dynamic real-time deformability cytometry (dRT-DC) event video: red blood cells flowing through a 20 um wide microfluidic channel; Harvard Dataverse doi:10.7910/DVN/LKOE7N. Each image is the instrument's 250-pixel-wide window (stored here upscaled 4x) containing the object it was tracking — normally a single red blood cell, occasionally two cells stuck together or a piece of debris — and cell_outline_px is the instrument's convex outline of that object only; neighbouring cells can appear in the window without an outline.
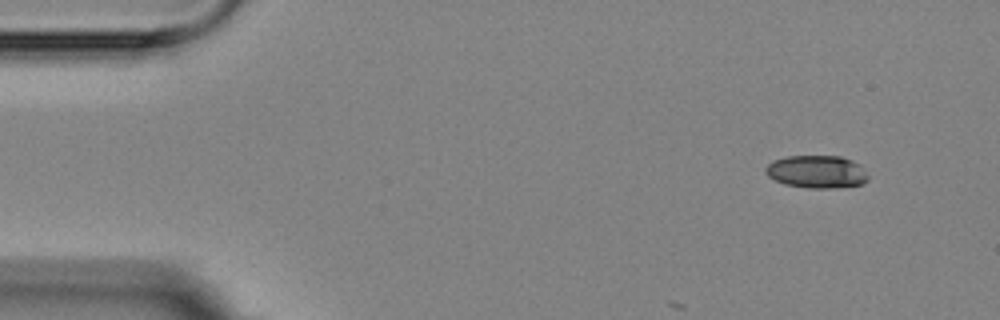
{"species": "Egyptian fruit bat (a non-hibernating species)", "species_latin": "Rousettus aegyptiacus", "temperature_condition": "room temperature", "stored_images_in_passage": 6, "camera_frame_rate_fps": 3000, "um_per_image_px": 0.085, "animal": {"sex": "female"}, "frame": {"image": 1, "passage_image": 1, "time_ms": 0.0, "image_size_px": [1000, 320], "cell_outline_px": [[868, 180], [864, 184], [836, 188], [808, 188], [784, 184], [768, 176], [764, 172], [764, 168], [772, 160], [788, 156], [840, 156], [852, 160], [860, 164], [868, 176]], "centroid_in_image_um": [69.42, 14.6], "position_along_channel_um": 15.6, "area_um2": 19.77}}
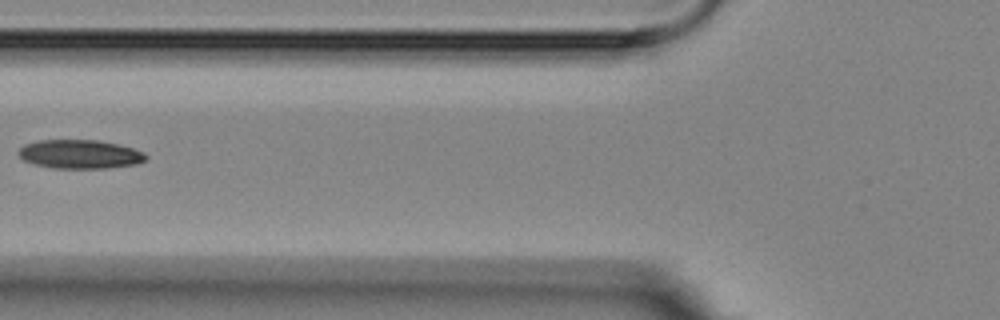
{"frame": {"image": 2, "passage_image": 5, "time_ms": 5.667, "image_size_px": [1000, 320], "cell_outline_px": [[148, 156], [144, 160], [136, 164], [104, 168], [56, 168], [36, 164], [24, 160], [16, 152], [24, 144], [40, 140], [100, 140], [132, 148], [144, 152]], "centroid_in_image_um": [6.78, 13.1], "position_along_channel_um": 119.0, "area_um2": 21.21}}
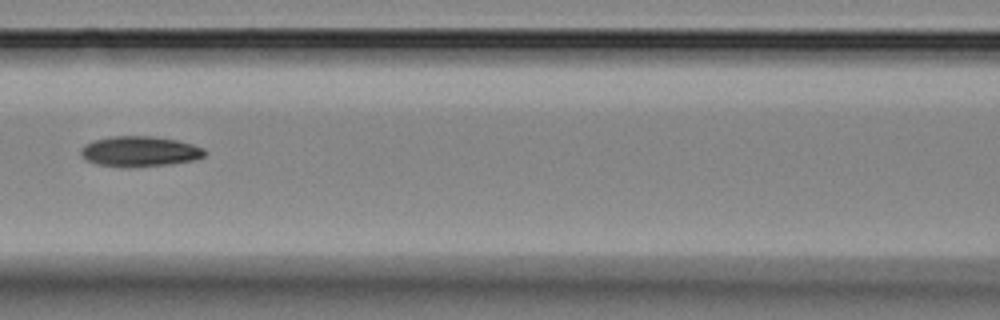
{"frame": {"image": 3, "passage_image": 6, "time_ms": 6.667, "image_size_px": [1000, 320], "cell_outline_px": [[204, 156], [192, 160], [172, 164], [128, 168], [96, 164], [80, 156], [80, 148], [84, 144], [96, 140], [112, 136], [152, 136], [176, 140], [192, 144], [204, 148]], "centroid_in_image_um": [11.84, 12.88], "position_along_channel_um": 154.8, "area_um2": 21.96}}